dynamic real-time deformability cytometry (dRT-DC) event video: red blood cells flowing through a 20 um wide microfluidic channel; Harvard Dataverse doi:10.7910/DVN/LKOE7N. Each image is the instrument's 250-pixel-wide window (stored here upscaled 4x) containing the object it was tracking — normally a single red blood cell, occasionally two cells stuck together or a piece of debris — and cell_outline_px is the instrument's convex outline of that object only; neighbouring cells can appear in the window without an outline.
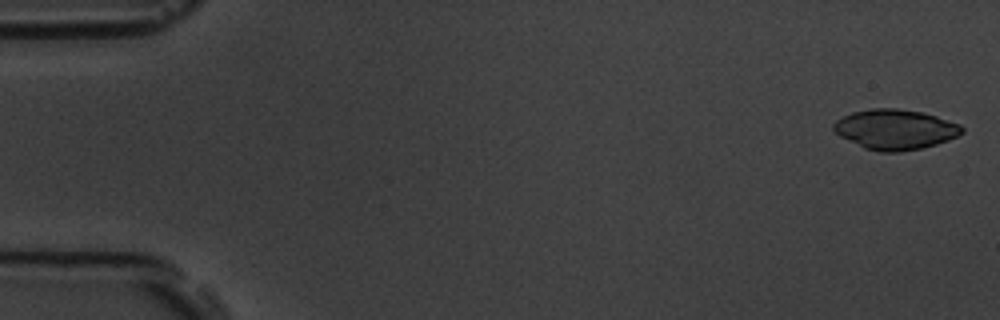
{"species": "common noctule bat (a hibernating species)", "species_latin": "Nyctalus noctula", "temperature_condition": "room temperature", "stored_images_in_passage": 6, "camera_frame_rate_fps": 3000, "um_per_image_px": 0.085, "animal": {"sex": "male", "body_mass_g": 19.5, "forearm_length_mm": 54.6}, "frame": {"image": 1, "passage_image": 1, "time_ms": 0.0, "image_size_px": [1000, 320], "cell_outline_px": [[964, 132], [948, 140], [936, 144], [920, 148], [900, 152], [880, 152], [864, 148], [840, 136], [832, 128], [832, 124], [836, 120], [852, 112], [872, 108], [896, 108], [920, 112], [936, 116], [960, 124], [964, 128]], "centroid_in_image_um": [76.08, 11.0], "position_along_channel_um": 8.9, "area_um2": 29.88}}